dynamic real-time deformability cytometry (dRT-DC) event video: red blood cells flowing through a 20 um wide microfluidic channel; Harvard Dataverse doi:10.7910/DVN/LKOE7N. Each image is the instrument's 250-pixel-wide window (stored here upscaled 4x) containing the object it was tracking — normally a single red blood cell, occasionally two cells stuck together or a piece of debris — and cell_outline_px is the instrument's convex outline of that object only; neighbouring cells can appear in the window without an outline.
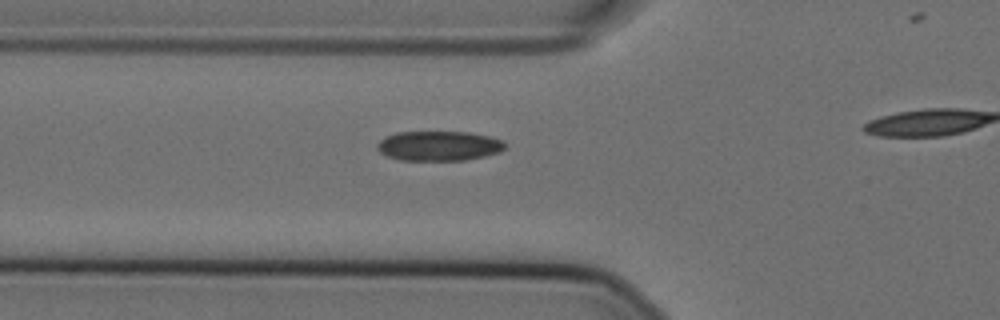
{"species": "Egyptian fruit bat (a non-hibernating species)", "species_latin": "Rousettus aegyptiacus", "temperature_condition": "cold", "stored_images_in_passage": 24, "camera_frame_rate_fps": 3000, "um_per_image_px": 0.085, "animal": {"sex": "female"}, "frame": {"image": 1, "passage_image": 5, "time_ms": 1.333, "image_size_px": [1000, 320], "cell_outline_px": [[504, 148], [500, 152], [484, 156], [464, 160], [400, 160], [388, 156], [380, 152], [376, 148], [376, 144], [380, 140], [396, 132], [468, 132], [492, 136], [500, 140], [504, 144]], "centroid_in_image_um": [37.29, 12.4], "position_along_channel_um": 88.5, "area_um2": 22.08}}
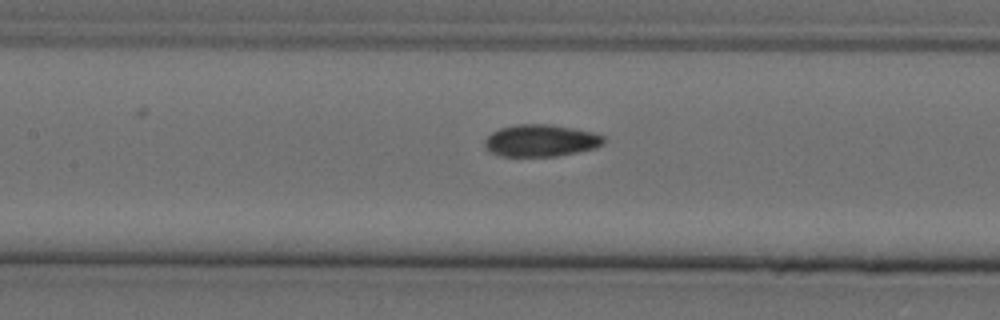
{"frame": {"image": 2, "passage_image": 11, "time_ms": 3.333, "image_size_px": [1000, 320], "cell_outline_px": [[604, 144], [596, 148], [556, 156], [500, 156], [492, 152], [484, 144], [484, 140], [492, 132], [500, 128], [516, 124], [552, 124], [592, 132], [604, 136]], "centroid_in_image_um": [45.98, 11.94], "position_along_channel_um": 161.4, "area_um2": 22.14}}
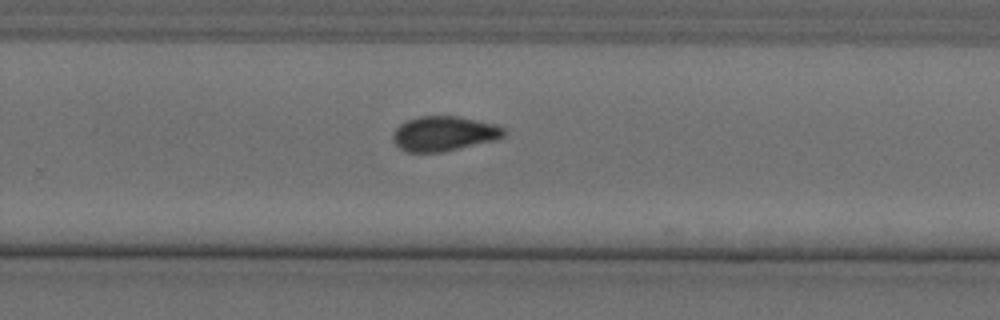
{"frame": {"image": 3, "passage_image": 22, "time_ms": 7.0, "image_size_px": [1000, 320], "cell_outline_px": [[504, 136], [496, 140], [444, 152], [408, 152], [400, 148], [392, 140], [392, 132], [400, 124], [408, 120], [420, 116], [456, 116], [496, 124], [504, 128]], "centroid_in_image_um": [37.73, 11.36], "position_along_channel_um": 292.1, "area_um2": 22.54}}